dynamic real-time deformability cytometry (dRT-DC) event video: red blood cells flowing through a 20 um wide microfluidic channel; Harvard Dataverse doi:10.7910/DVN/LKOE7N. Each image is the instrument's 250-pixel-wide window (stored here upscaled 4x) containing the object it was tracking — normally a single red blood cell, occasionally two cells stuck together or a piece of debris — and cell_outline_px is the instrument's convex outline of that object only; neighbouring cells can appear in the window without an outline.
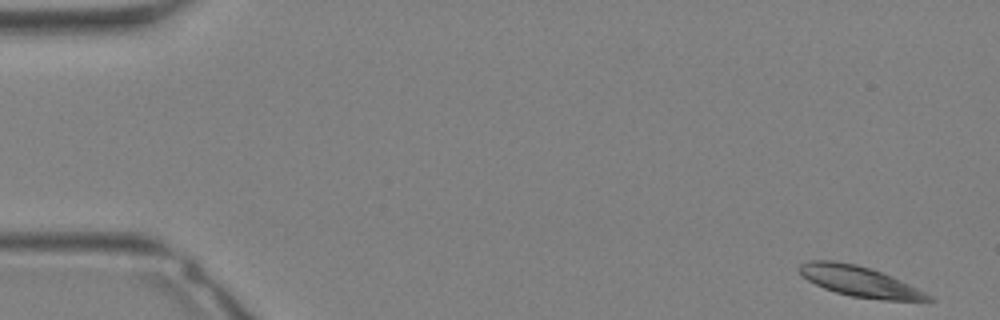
{"species": "Egyptian fruit bat (a non-hibernating species)", "species_latin": "Rousettus aegyptiacus", "temperature_condition": "warm", "stored_images_in_passage": 33, "camera_frame_rate_fps": 3000, "um_per_image_px": 0.085, "animal": {"sex": "female"}, "frame": {"image": 1, "passage_image": 1, "time_ms": 0.0, "image_size_px": [1000, 320], "cell_outline_px": [[936, 300], [884, 300], [852, 296], [836, 292], [824, 288], [808, 280], [796, 268], [800, 264], [808, 260], [832, 260], [856, 264], [892, 276], [932, 296]], "centroid_in_image_um": [73.02, 23.9], "position_along_channel_um": 12.0, "area_um2": 22.48}}
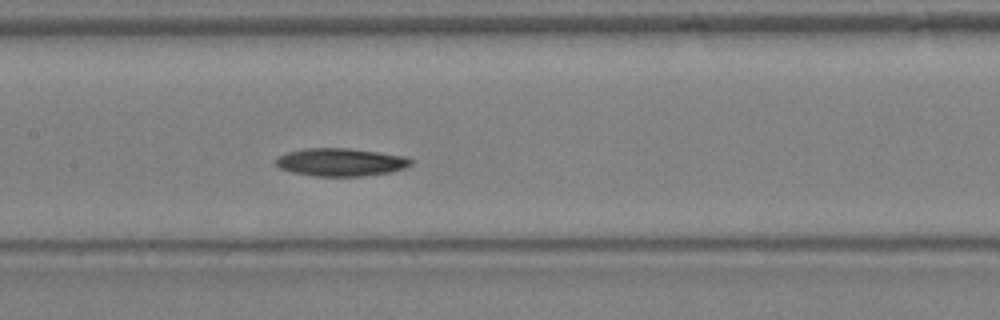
{"frame": {"image": 2, "passage_image": 16, "time_ms": 5.0, "image_size_px": [1000, 320], "cell_outline_px": [[412, 164], [404, 168], [392, 172], [364, 176], [316, 176], [292, 172], [280, 168], [276, 164], [276, 160], [280, 156], [288, 152], [304, 148], [348, 148], [408, 156], [412, 160]], "centroid_in_image_um": [29.01, 13.78], "position_along_channel_um": 178.4, "area_um2": 21.96}}
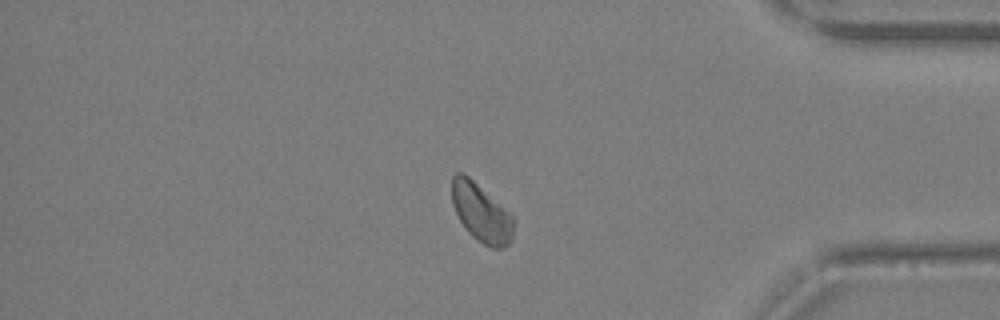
{"frame": {"image": 3, "passage_image": 28, "time_ms": 9.0, "image_size_px": [1000, 320], "cell_outline_px": [[516, 220], [512, 240], [508, 244], [500, 248], [492, 248], [484, 244], [472, 236], [468, 232], [460, 220], [452, 204], [452, 176], [456, 172], [464, 172], [504, 208]], "centroid_in_image_um": [40.91, 18.09], "position_along_channel_um": 394.3, "area_um2": 20.87}}